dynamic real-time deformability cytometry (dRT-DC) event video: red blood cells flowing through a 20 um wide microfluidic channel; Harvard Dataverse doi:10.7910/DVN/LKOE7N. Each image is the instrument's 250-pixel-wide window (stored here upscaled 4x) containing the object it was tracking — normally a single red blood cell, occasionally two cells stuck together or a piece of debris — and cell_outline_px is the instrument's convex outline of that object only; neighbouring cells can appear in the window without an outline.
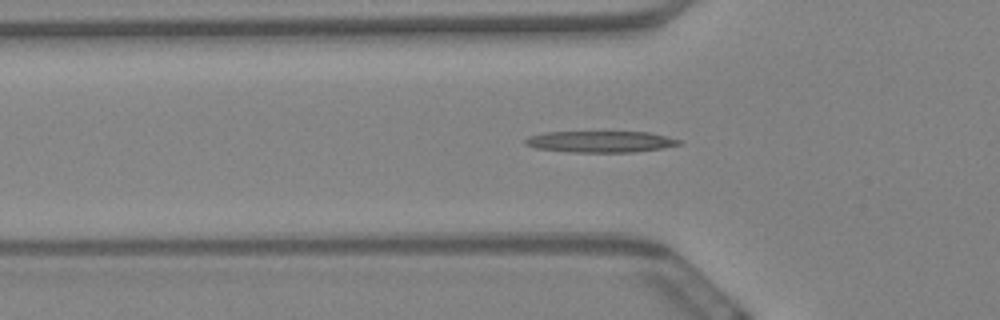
{"species": "Egyptian fruit bat (a non-hibernating species)", "species_latin": "Rousettus aegyptiacus", "temperature_condition": "warm", "stored_images_in_passage": 50, "camera_frame_rate_fps": 3000, "um_per_image_px": 0.085, "animal": {"sex": "female"}, "frame": {"image": 1, "passage_image": 19, "time_ms": 6.0, "image_size_px": [1000, 320], "cell_outline_px": [[680, 144], [660, 148], [632, 152], [572, 152], [536, 148], [524, 144], [524, 140], [528, 136], [544, 132], [648, 132], [680, 140]], "centroid_in_image_um": [50.96, 12.04], "position_along_channel_um": 74.8, "area_um2": 18.9}}
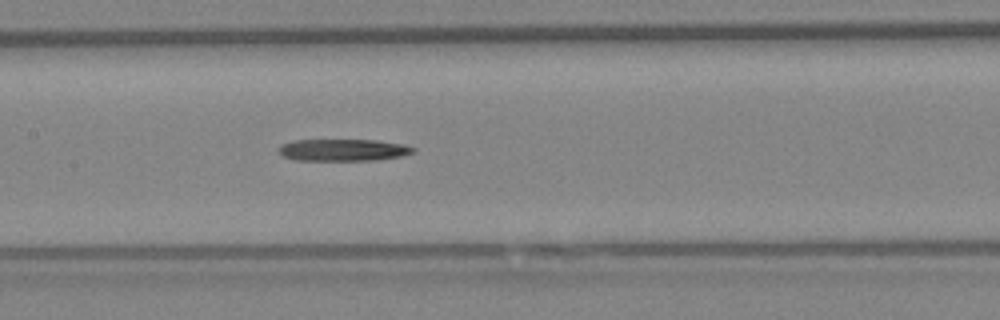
{"frame": {"image": 2, "passage_image": 28, "time_ms": 9.0, "image_size_px": [1000, 320], "cell_outline_px": [[416, 148], [412, 152], [400, 156], [376, 160], [296, 160], [284, 156], [280, 152], [280, 144], [292, 140], [376, 140], [404, 144]], "centroid_in_image_um": [29.16, 12.74], "position_along_channel_um": 178.2, "area_um2": 17.05}}
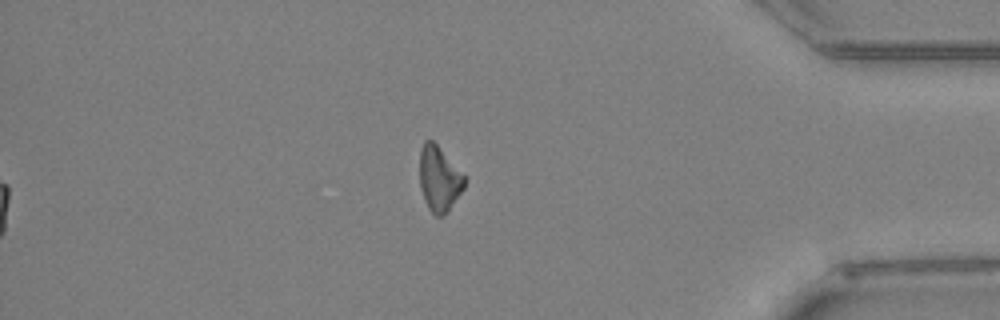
{"frame": {"image": 3, "passage_image": 50, "time_ms": 16.333, "image_size_px": [1000, 320], "cell_outline_px": [[464, 188], [448, 212], [440, 216], [436, 216], [428, 208], [424, 200], [420, 188], [420, 148], [424, 140], [432, 140], [436, 144], [464, 176]], "centroid_in_image_um": [37.3, 15.22], "position_along_channel_um": 397.9, "area_um2": 16.76}}